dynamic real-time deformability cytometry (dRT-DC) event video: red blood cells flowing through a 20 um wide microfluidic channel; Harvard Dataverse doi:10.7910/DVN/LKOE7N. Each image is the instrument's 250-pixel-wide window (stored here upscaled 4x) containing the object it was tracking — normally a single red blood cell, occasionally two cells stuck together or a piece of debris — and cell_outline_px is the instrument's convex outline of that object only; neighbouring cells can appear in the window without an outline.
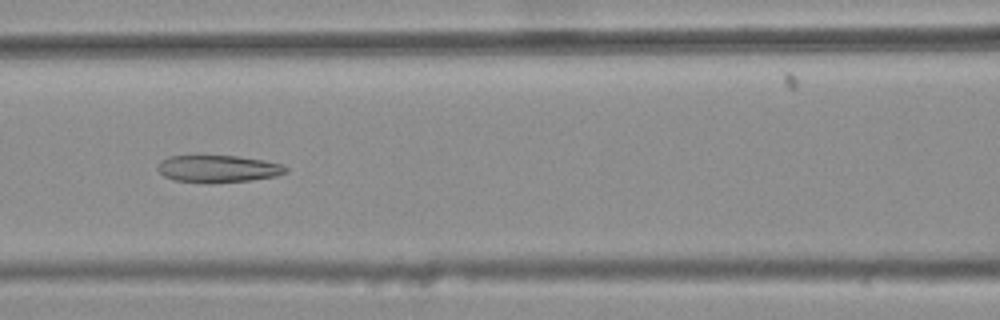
{"species": "common noctule bat (a hibernating species)", "species_latin": "Nyctalus noctula", "temperature_condition": "warm", "stored_images_in_passage": 41, "camera_frame_rate_fps": 3000, "um_per_image_px": 0.085, "animal": {"sex": "female", "body_mass_g": 25.1}, "frame": {"image": 1, "passage_image": 22, "time_ms": 7.0, "image_size_px": [1000, 320], "cell_outline_px": [[288, 172], [276, 176], [248, 180], [204, 184], [176, 180], [164, 176], [156, 168], [160, 160], [168, 156], [236, 156], [264, 160], [280, 164], [288, 168]], "centroid_in_image_um": [18.51, 14.35], "position_along_channel_um": 148.1, "area_um2": 20.35}}
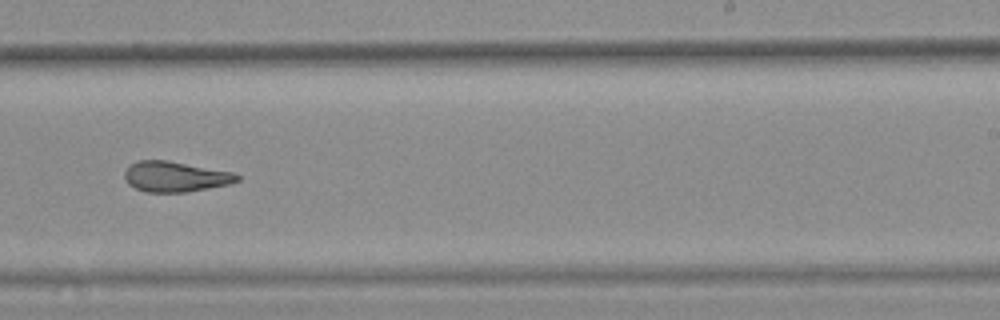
{"frame": {"image": 2, "passage_image": 32, "time_ms": 10.333, "image_size_px": [1000, 320], "cell_outline_px": [[240, 180], [232, 184], [184, 192], [144, 192], [128, 184], [124, 176], [124, 172], [136, 160], [168, 160], [236, 172], [240, 176]], "centroid_in_image_um": [14.95, 15.01], "position_along_channel_um": 274.1, "area_um2": 20.17}}
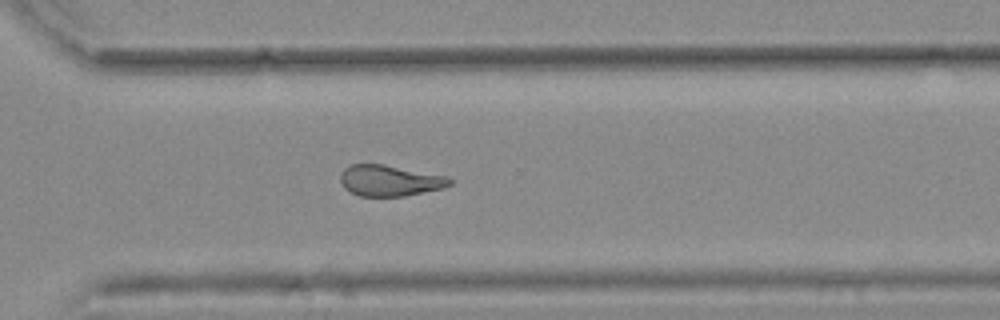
{"frame": {"image": 3, "passage_image": 37, "time_ms": 12.0, "image_size_px": [1000, 320], "cell_outline_px": [[452, 184], [444, 188], [404, 196], [360, 196], [344, 188], [340, 180], [340, 176], [344, 168], [352, 164], [384, 164], [448, 176], [452, 180]], "centroid_in_image_um": [33.15, 15.34], "position_along_channel_um": 337.4, "area_um2": 19.83}, "authors_computed_cell_mechanics": {"area_um2": 20.7502, "velocity_mm_per_s": 3.7937, "shape_relaxation_time_tau1_ms": null, "shape_relaxation_time_tau2_ms": 2.9714, "deformation_change_tau1": null, "deformation_change_tau2": 0.1223}}